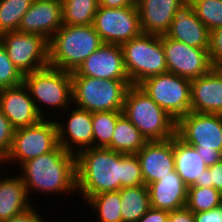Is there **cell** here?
Here are the masks:
<instances>
[{"label": "cell", "instance_id": "cell-3", "mask_svg": "<svg viewBox=\"0 0 222 222\" xmlns=\"http://www.w3.org/2000/svg\"><path fill=\"white\" fill-rule=\"evenodd\" d=\"M102 44L93 24H63L48 42L49 66L74 72Z\"/></svg>", "mask_w": 222, "mask_h": 222}, {"label": "cell", "instance_id": "cell-31", "mask_svg": "<svg viewBox=\"0 0 222 222\" xmlns=\"http://www.w3.org/2000/svg\"><path fill=\"white\" fill-rule=\"evenodd\" d=\"M123 111H100L92 113L93 147H107L111 143L117 118Z\"/></svg>", "mask_w": 222, "mask_h": 222}, {"label": "cell", "instance_id": "cell-28", "mask_svg": "<svg viewBox=\"0 0 222 222\" xmlns=\"http://www.w3.org/2000/svg\"><path fill=\"white\" fill-rule=\"evenodd\" d=\"M99 7V0H62L63 24L91 25Z\"/></svg>", "mask_w": 222, "mask_h": 222}, {"label": "cell", "instance_id": "cell-8", "mask_svg": "<svg viewBox=\"0 0 222 222\" xmlns=\"http://www.w3.org/2000/svg\"><path fill=\"white\" fill-rule=\"evenodd\" d=\"M121 49L131 85L168 72L162 36L141 33L121 45Z\"/></svg>", "mask_w": 222, "mask_h": 222}, {"label": "cell", "instance_id": "cell-42", "mask_svg": "<svg viewBox=\"0 0 222 222\" xmlns=\"http://www.w3.org/2000/svg\"><path fill=\"white\" fill-rule=\"evenodd\" d=\"M137 0H99V6L106 8H121L127 6H137Z\"/></svg>", "mask_w": 222, "mask_h": 222}, {"label": "cell", "instance_id": "cell-22", "mask_svg": "<svg viewBox=\"0 0 222 222\" xmlns=\"http://www.w3.org/2000/svg\"><path fill=\"white\" fill-rule=\"evenodd\" d=\"M150 206L156 209L173 211L187 204L188 186L176 170L161 177L148 186Z\"/></svg>", "mask_w": 222, "mask_h": 222}, {"label": "cell", "instance_id": "cell-33", "mask_svg": "<svg viewBox=\"0 0 222 222\" xmlns=\"http://www.w3.org/2000/svg\"><path fill=\"white\" fill-rule=\"evenodd\" d=\"M22 83V73L14 66L0 42V89L15 87Z\"/></svg>", "mask_w": 222, "mask_h": 222}, {"label": "cell", "instance_id": "cell-25", "mask_svg": "<svg viewBox=\"0 0 222 222\" xmlns=\"http://www.w3.org/2000/svg\"><path fill=\"white\" fill-rule=\"evenodd\" d=\"M148 141L122 113L113 131L111 143L106 147L123 154H136Z\"/></svg>", "mask_w": 222, "mask_h": 222}, {"label": "cell", "instance_id": "cell-11", "mask_svg": "<svg viewBox=\"0 0 222 222\" xmlns=\"http://www.w3.org/2000/svg\"><path fill=\"white\" fill-rule=\"evenodd\" d=\"M0 42L22 75L49 66L48 41L40 35L18 30L5 32L0 35Z\"/></svg>", "mask_w": 222, "mask_h": 222}, {"label": "cell", "instance_id": "cell-4", "mask_svg": "<svg viewBox=\"0 0 222 222\" xmlns=\"http://www.w3.org/2000/svg\"><path fill=\"white\" fill-rule=\"evenodd\" d=\"M123 114L147 141H165L176 135L177 121L158 106L138 85H130Z\"/></svg>", "mask_w": 222, "mask_h": 222}, {"label": "cell", "instance_id": "cell-18", "mask_svg": "<svg viewBox=\"0 0 222 222\" xmlns=\"http://www.w3.org/2000/svg\"><path fill=\"white\" fill-rule=\"evenodd\" d=\"M0 109L14 129L34 125L42 119L24 83L0 89Z\"/></svg>", "mask_w": 222, "mask_h": 222}, {"label": "cell", "instance_id": "cell-38", "mask_svg": "<svg viewBox=\"0 0 222 222\" xmlns=\"http://www.w3.org/2000/svg\"><path fill=\"white\" fill-rule=\"evenodd\" d=\"M37 206L38 205L35 206V204H33L31 207H29L25 211L19 214H16L12 218L2 221V222H47L44 216L41 215L36 209Z\"/></svg>", "mask_w": 222, "mask_h": 222}, {"label": "cell", "instance_id": "cell-41", "mask_svg": "<svg viewBox=\"0 0 222 222\" xmlns=\"http://www.w3.org/2000/svg\"><path fill=\"white\" fill-rule=\"evenodd\" d=\"M168 222H195L194 213L187 206L169 211Z\"/></svg>", "mask_w": 222, "mask_h": 222}, {"label": "cell", "instance_id": "cell-30", "mask_svg": "<svg viewBox=\"0 0 222 222\" xmlns=\"http://www.w3.org/2000/svg\"><path fill=\"white\" fill-rule=\"evenodd\" d=\"M34 0H0V35L19 29L23 15Z\"/></svg>", "mask_w": 222, "mask_h": 222}, {"label": "cell", "instance_id": "cell-13", "mask_svg": "<svg viewBox=\"0 0 222 222\" xmlns=\"http://www.w3.org/2000/svg\"><path fill=\"white\" fill-rule=\"evenodd\" d=\"M167 70L193 80L207 74L212 68L209 49L189 46L162 35Z\"/></svg>", "mask_w": 222, "mask_h": 222}, {"label": "cell", "instance_id": "cell-40", "mask_svg": "<svg viewBox=\"0 0 222 222\" xmlns=\"http://www.w3.org/2000/svg\"><path fill=\"white\" fill-rule=\"evenodd\" d=\"M168 218L169 211L150 207L137 222H168Z\"/></svg>", "mask_w": 222, "mask_h": 222}, {"label": "cell", "instance_id": "cell-10", "mask_svg": "<svg viewBox=\"0 0 222 222\" xmlns=\"http://www.w3.org/2000/svg\"><path fill=\"white\" fill-rule=\"evenodd\" d=\"M138 86L178 121L191 111V80L171 72L144 79Z\"/></svg>", "mask_w": 222, "mask_h": 222}, {"label": "cell", "instance_id": "cell-39", "mask_svg": "<svg viewBox=\"0 0 222 222\" xmlns=\"http://www.w3.org/2000/svg\"><path fill=\"white\" fill-rule=\"evenodd\" d=\"M194 219L195 222H222V205L208 211L194 213Z\"/></svg>", "mask_w": 222, "mask_h": 222}, {"label": "cell", "instance_id": "cell-23", "mask_svg": "<svg viewBox=\"0 0 222 222\" xmlns=\"http://www.w3.org/2000/svg\"><path fill=\"white\" fill-rule=\"evenodd\" d=\"M175 170L189 187L204 184L208 166L202 160L195 147L186 144L177 135L173 137Z\"/></svg>", "mask_w": 222, "mask_h": 222}, {"label": "cell", "instance_id": "cell-34", "mask_svg": "<svg viewBox=\"0 0 222 222\" xmlns=\"http://www.w3.org/2000/svg\"><path fill=\"white\" fill-rule=\"evenodd\" d=\"M144 185L140 161L136 154H123L122 188Z\"/></svg>", "mask_w": 222, "mask_h": 222}, {"label": "cell", "instance_id": "cell-19", "mask_svg": "<svg viewBox=\"0 0 222 222\" xmlns=\"http://www.w3.org/2000/svg\"><path fill=\"white\" fill-rule=\"evenodd\" d=\"M136 155L146 186L175 170L173 137L165 141H148Z\"/></svg>", "mask_w": 222, "mask_h": 222}, {"label": "cell", "instance_id": "cell-14", "mask_svg": "<svg viewBox=\"0 0 222 222\" xmlns=\"http://www.w3.org/2000/svg\"><path fill=\"white\" fill-rule=\"evenodd\" d=\"M74 108V109H73ZM71 112H70V111ZM67 112V113H66ZM62 117L56 115L57 135L58 143L67 152L77 155L80 151L93 147V125H92V113L85 109L71 105V108H67L62 112ZM68 118H65V117ZM63 121V122H62Z\"/></svg>", "mask_w": 222, "mask_h": 222}, {"label": "cell", "instance_id": "cell-9", "mask_svg": "<svg viewBox=\"0 0 222 222\" xmlns=\"http://www.w3.org/2000/svg\"><path fill=\"white\" fill-rule=\"evenodd\" d=\"M53 118L52 115V119L42 118L34 125L15 129L11 150L0 166L10 164L11 169L16 164L19 169L25 162L53 151L59 145Z\"/></svg>", "mask_w": 222, "mask_h": 222}, {"label": "cell", "instance_id": "cell-16", "mask_svg": "<svg viewBox=\"0 0 222 222\" xmlns=\"http://www.w3.org/2000/svg\"><path fill=\"white\" fill-rule=\"evenodd\" d=\"M62 25V0H34L18 31L40 35L49 42Z\"/></svg>", "mask_w": 222, "mask_h": 222}, {"label": "cell", "instance_id": "cell-2", "mask_svg": "<svg viewBox=\"0 0 222 222\" xmlns=\"http://www.w3.org/2000/svg\"><path fill=\"white\" fill-rule=\"evenodd\" d=\"M77 192L84 202L102 192L119 191L123 179V153L92 147L76 155Z\"/></svg>", "mask_w": 222, "mask_h": 222}, {"label": "cell", "instance_id": "cell-26", "mask_svg": "<svg viewBox=\"0 0 222 222\" xmlns=\"http://www.w3.org/2000/svg\"><path fill=\"white\" fill-rule=\"evenodd\" d=\"M119 192L122 222H137L150 209L149 191L145 184L124 187Z\"/></svg>", "mask_w": 222, "mask_h": 222}, {"label": "cell", "instance_id": "cell-6", "mask_svg": "<svg viewBox=\"0 0 222 222\" xmlns=\"http://www.w3.org/2000/svg\"><path fill=\"white\" fill-rule=\"evenodd\" d=\"M176 135L195 147L208 167L222 160V114L190 111L177 121Z\"/></svg>", "mask_w": 222, "mask_h": 222}, {"label": "cell", "instance_id": "cell-15", "mask_svg": "<svg viewBox=\"0 0 222 222\" xmlns=\"http://www.w3.org/2000/svg\"><path fill=\"white\" fill-rule=\"evenodd\" d=\"M71 76L129 80L120 45L103 43L90 54Z\"/></svg>", "mask_w": 222, "mask_h": 222}, {"label": "cell", "instance_id": "cell-32", "mask_svg": "<svg viewBox=\"0 0 222 222\" xmlns=\"http://www.w3.org/2000/svg\"><path fill=\"white\" fill-rule=\"evenodd\" d=\"M198 19L209 32L222 27V0H189Z\"/></svg>", "mask_w": 222, "mask_h": 222}, {"label": "cell", "instance_id": "cell-17", "mask_svg": "<svg viewBox=\"0 0 222 222\" xmlns=\"http://www.w3.org/2000/svg\"><path fill=\"white\" fill-rule=\"evenodd\" d=\"M165 35L192 47L209 49L210 32L196 16L189 0L177 8Z\"/></svg>", "mask_w": 222, "mask_h": 222}, {"label": "cell", "instance_id": "cell-24", "mask_svg": "<svg viewBox=\"0 0 222 222\" xmlns=\"http://www.w3.org/2000/svg\"><path fill=\"white\" fill-rule=\"evenodd\" d=\"M33 205L20 174L0 176V222L12 218Z\"/></svg>", "mask_w": 222, "mask_h": 222}, {"label": "cell", "instance_id": "cell-37", "mask_svg": "<svg viewBox=\"0 0 222 222\" xmlns=\"http://www.w3.org/2000/svg\"><path fill=\"white\" fill-rule=\"evenodd\" d=\"M204 185L214 187L222 194V160L208 167Z\"/></svg>", "mask_w": 222, "mask_h": 222}, {"label": "cell", "instance_id": "cell-7", "mask_svg": "<svg viewBox=\"0 0 222 222\" xmlns=\"http://www.w3.org/2000/svg\"><path fill=\"white\" fill-rule=\"evenodd\" d=\"M73 106L87 111H123L130 80L71 76Z\"/></svg>", "mask_w": 222, "mask_h": 222}, {"label": "cell", "instance_id": "cell-1", "mask_svg": "<svg viewBox=\"0 0 222 222\" xmlns=\"http://www.w3.org/2000/svg\"><path fill=\"white\" fill-rule=\"evenodd\" d=\"M19 169L17 171L31 200L32 191L40 197L42 194L68 196L77 192L76 155L60 145L49 153L25 162Z\"/></svg>", "mask_w": 222, "mask_h": 222}, {"label": "cell", "instance_id": "cell-21", "mask_svg": "<svg viewBox=\"0 0 222 222\" xmlns=\"http://www.w3.org/2000/svg\"><path fill=\"white\" fill-rule=\"evenodd\" d=\"M186 0H137L142 33L162 36L167 33L175 11Z\"/></svg>", "mask_w": 222, "mask_h": 222}, {"label": "cell", "instance_id": "cell-35", "mask_svg": "<svg viewBox=\"0 0 222 222\" xmlns=\"http://www.w3.org/2000/svg\"><path fill=\"white\" fill-rule=\"evenodd\" d=\"M14 128L11 126L9 119L0 109V163L9 154L13 141Z\"/></svg>", "mask_w": 222, "mask_h": 222}, {"label": "cell", "instance_id": "cell-5", "mask_svg": "<svg viewBox=\"0 0 222 222\" xmlns=\"http://www.w3.org/2000/svg\"><path fill=\"white\" fill-rule=\"evenodd\" d=\"M23 83L43 119L51 118L47 111L53 110L56 114L55 110L65 111L73 104L71 72L47 66L23 75Z\"/></svg>", "mask_w": 222, "mask_h": 222}, {"label": "cell", "instance_id": "cell-36", "mask_svg": "<svg viewBox=\"0 0 222 222\" xmlns=\"http://www.w3.org/2000/svg\"><path fill=\"white\" fill-rule=\"evenodd\" d=\"M209 55L214 68L222 67V27L210 32Z\"/></svg>", "mask_w": 222, "mask_h": 222}, {"label": "cell", "instance_id": "cell-12", "mask_svg": "<svg viewBox=\"0 0 222 222\" xmlns=\"http://www.w3.org/2000/svg\"><path fill=\"white\" fill-rule=\"evenodd\" d=\"M93 26L103 43L123 45L142 33L137 6H99Z\"/></svg>", "mask_w": 222, "mask_h": 222}, {"label": "cell", "instance_id": "cell-29", "mask_svg": "<svg viewBox=\"0 0 222 222\" xmlns=\"http://www.w3.org/2000/svg\"><path fill=\"white\" fill-rule=\"evenodd\" d=\"M221 205L222 194L214 187H207L204 184L188 187L186 206L193 213L208 211Z\"/></svg>", "mask_w": 222, "mask_h": 222}, {"label": "cell", "instance_id": "cell-27", "mask_svg": "<svg viewBox=\"0 0 222 222\" xmlns=\"http://www.w3.org/2000/svg\"><path fill=\"white\" fill-rule=\"evenodd\" d=\"M83 203H85V206L88 203L87 207L90 208V211L93 209L92 212L97 216L95 217V222H122L119 191L92 195Z\"/></svg>", "mask_w": 222, "mask_h": 222}, {"label": "cell", "instance_id": "cell-20", "mask_svg": "<svg viewBox=\"0 0 222 222\" xmlns=\"http://www.w3.org/2000/svg\"><path fill=\"white\" fill-rule=\"evenodd\" d=\"M191 111L222 114V69L212 68L207 74L191 80Z\"/></svg>", "mask_w": 222, "mask_h": 222}]
</instances>
